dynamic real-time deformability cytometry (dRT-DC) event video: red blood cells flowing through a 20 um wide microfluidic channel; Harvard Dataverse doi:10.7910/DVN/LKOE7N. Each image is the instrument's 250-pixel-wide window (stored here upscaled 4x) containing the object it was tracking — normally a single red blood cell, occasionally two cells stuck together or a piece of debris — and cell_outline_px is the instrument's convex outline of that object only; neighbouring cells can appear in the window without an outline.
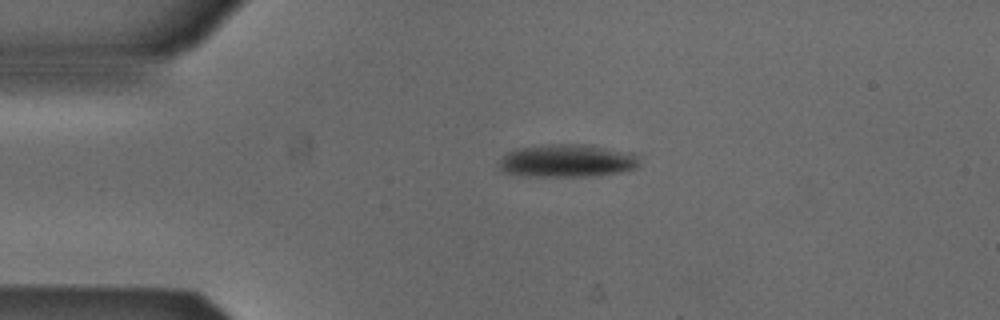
{"species": "Egyptian fruit bat (a non-hibernating species)", "species_latin": "Rousettus aegyptiacus", "temperature_condition": "cold", "stored_images_in_passage": 2, "camera_frame_rate_fps": 3000, "um_per_image_px": 0.085, "animal": {"sex": "male"}, "frame": {"image": 1, "passage_image": 1, "time_ms": 0.0, "image_size_px": [1000, 320], "cell_outline_px": [[640, 164], [636, 168], [620, 172], [600, 176], [520, 176], [504, 172], [500, 168], [500, 160], [508, 152], [520, 148], [552, 144], [580, 144], [632, 152], [636, 156]], "centroid_in_image_um": [48.23, 13.68], "position_along_channel_um": 36.8, "area_um2": 26.76}}